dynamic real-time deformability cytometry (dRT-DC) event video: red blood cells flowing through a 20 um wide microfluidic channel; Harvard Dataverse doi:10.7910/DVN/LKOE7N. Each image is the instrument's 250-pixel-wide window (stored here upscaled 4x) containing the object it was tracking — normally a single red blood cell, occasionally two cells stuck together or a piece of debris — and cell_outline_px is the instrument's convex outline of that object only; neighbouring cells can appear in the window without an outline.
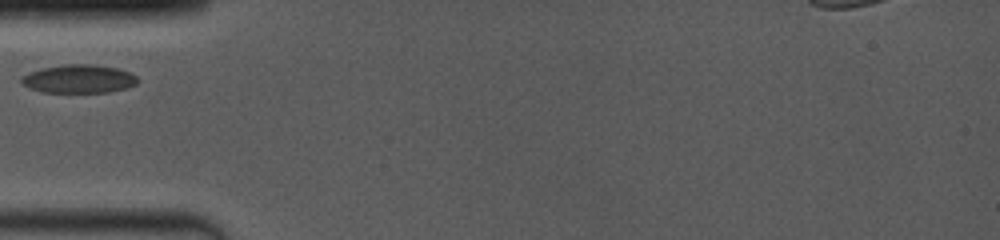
{"species": "common noctule bat (a hibernating species)", "species_latin": "Nyctalus noctula", "temperature_condition": "room temperature", "stored_images_in_passage": 2, "camera_frame_rate_fps": 4000, "um_per_image_px": 0.085, "animal": {"sex": "female", "body_mass_g": 19.0, "forearm_length_mm": 53.3}, "frame": {"image": 1, "passage_image": 1, "time_ms": 0.0, "image_size_px": [1000, 240], "cell_outline_px": [[136, 84], [128, 88], [108, 92], [40, 92], [28, 88], [20, 84], [20, 76], [28, 72], [40, 68], [64, 64], [96, 64], [120, 68], [136, 76]], "centroid_in_image_um": [6.64, 6.7], "position_along_channel_um": 78.4, "area_um2": 19.59}}